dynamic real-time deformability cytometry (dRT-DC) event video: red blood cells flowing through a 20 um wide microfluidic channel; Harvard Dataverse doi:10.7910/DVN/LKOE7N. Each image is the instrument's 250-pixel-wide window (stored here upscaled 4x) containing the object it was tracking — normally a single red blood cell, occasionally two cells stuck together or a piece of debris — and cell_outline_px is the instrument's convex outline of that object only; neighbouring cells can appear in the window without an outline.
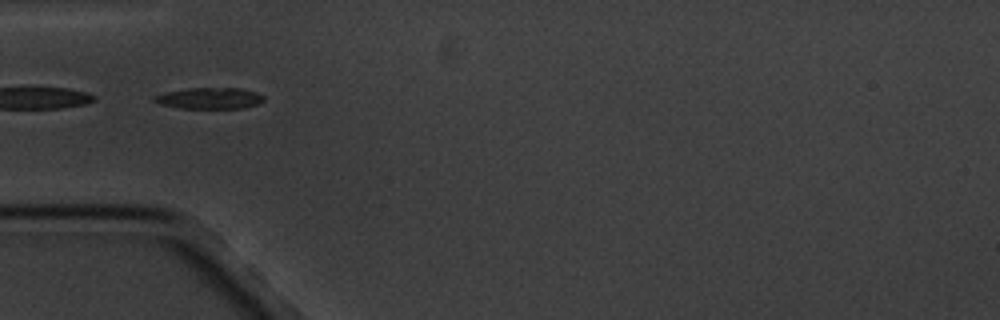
{"species": "common noctule bat (a hibernating species)", "species_latin": "Nyctalus noctula", "temperature_condition": "cold", "stored_images_in_passage": 9, "segment_of_instrument_passage": [2, 2], "camera_frame_rate_fps": 3000, "um_per_image_px": 0.085, "animal": {"sex": "male", "body_mass_g": 20.1, "forearm_length_mm": 53.5}, "frame": {"image": 1, "passage_image": 6, "time_ms": 5.667, "image_size_px": [1000, 320], "cell_outline_px": [[264, 100], [256, 104], [244, 108], [180, 108], [160, 104], [152, 100], [152, 96], [164, 92], [188, 88], [240, 88], [256, 92], [264, 96]], "centroid_in_image_um": [17.77, 8.34], "position_along_channel_um": 67.2, "area_um2": 13.58}}
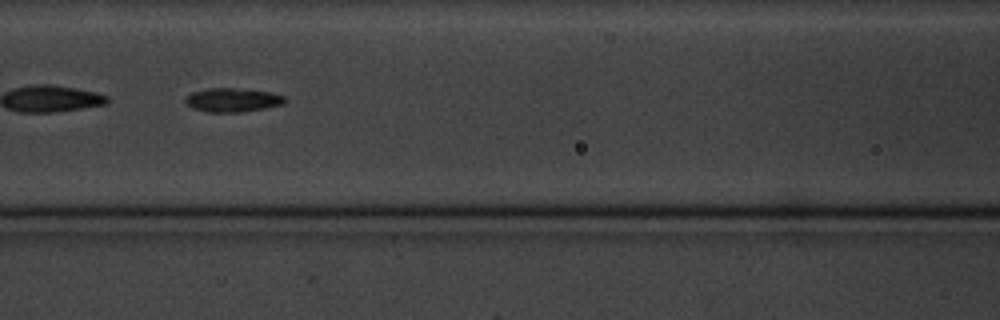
{"frame": {"image": 2, "passage_image": 8, "time_ms": 8.0, "image_size_px": [1000, 320], "cell_outline_px": [[284, 100], [280, 104], [264, 108], [240, 112], [208, 112], [192, 108], [184, 100], [184, 96], [192, 92], [208, 88], [232, 88], [268, 92], [284, 96]], "centroid_in_image_um": [19.67, 8.5], "position_along_channel_um": 146.9, "area_um2": 13.53}}